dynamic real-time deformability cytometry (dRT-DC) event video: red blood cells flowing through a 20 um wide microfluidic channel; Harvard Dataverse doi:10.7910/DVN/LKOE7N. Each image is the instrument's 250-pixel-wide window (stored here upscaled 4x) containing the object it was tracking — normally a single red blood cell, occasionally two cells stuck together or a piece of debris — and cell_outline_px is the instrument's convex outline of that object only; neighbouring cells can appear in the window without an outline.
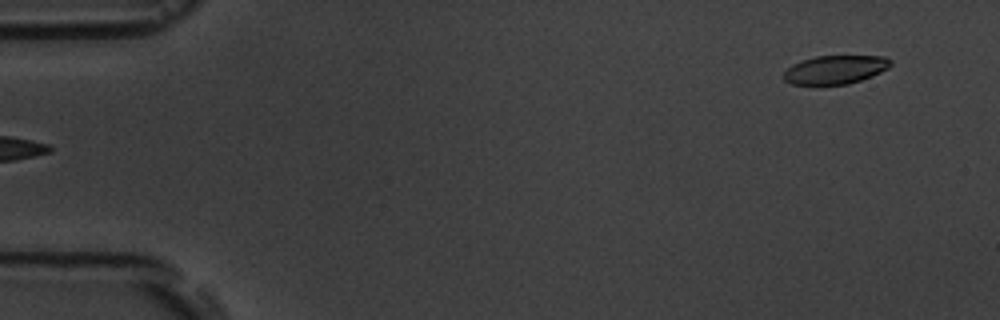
{"species": "common noctule bat (a hibernating species)", "species_latin": "Nyctalus noctula", "temperature_condition": "room temperature", "stored_images_in_passage": 5, "segment_of_instrument_passage": [2, 2], "camera_frame_rate_fps": 3000, "um_per_image_px": 0.085, "animal": {"sex": "male", "body_mass_g": 19.5, "forearm_length_mm": 54.6}, "frame": {"image": 1, "passage_image": 5, "time_ms": 5.667, "image_size_px": [1000, 320], "cell_outline_px": [[892, 64], [888, 68], [872, 76], [848, 84], [792, 84], [784, 80], [780, 76], [792, 64], [800, 60], [816, 56], [884, 56], [892, 60]], "centroid_in_image_um": [70.97, 5.91], "position_along_channel_um": 14.0, "area_um2": 17.86}}